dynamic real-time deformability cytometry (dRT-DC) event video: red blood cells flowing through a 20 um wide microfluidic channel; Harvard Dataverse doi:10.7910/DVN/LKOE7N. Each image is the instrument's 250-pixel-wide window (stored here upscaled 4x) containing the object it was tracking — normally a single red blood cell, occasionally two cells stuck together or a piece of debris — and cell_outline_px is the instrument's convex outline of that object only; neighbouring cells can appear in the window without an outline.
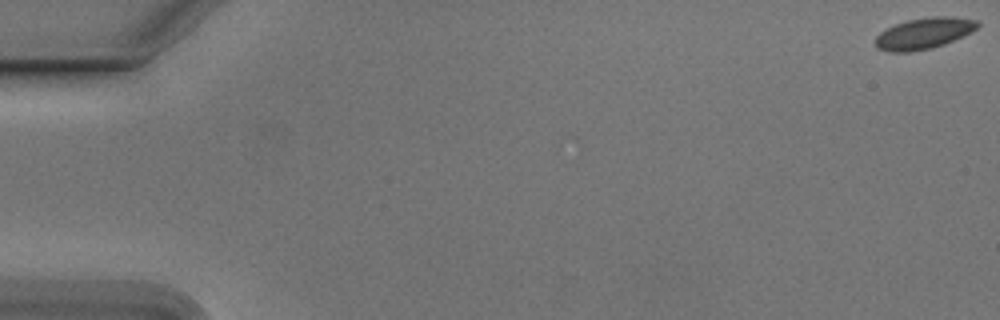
{"species": "Egyptian fruit bat (a non-hibernating species)", "species_latin": "Rousettus aegyptiacus", "temperature_condition": "cold", "stored_images_in_passage": 56, "camera_frame_rate_fps": 3000, "um_per_image_px": 0.085, "animal": {"sex": "male"}, "frame": {"image": 1, "passage_image": 1, "time_ms": 0.0, "image_size_px": [1000, 320], "cell_outline_px": [[980, 24], [976, 28], [964, 36], [944, 44], [932, 48], [908, 52], [888, 52], [876, 48], [876, 36], [880, 32], [896, 24], [908, 20], [932, 16], [952, 16], [980, 20]], "centroid_in_image_um": [78.56, 2.83], "position_along_channel_um": 6.4, "area_um2": 18.61}}
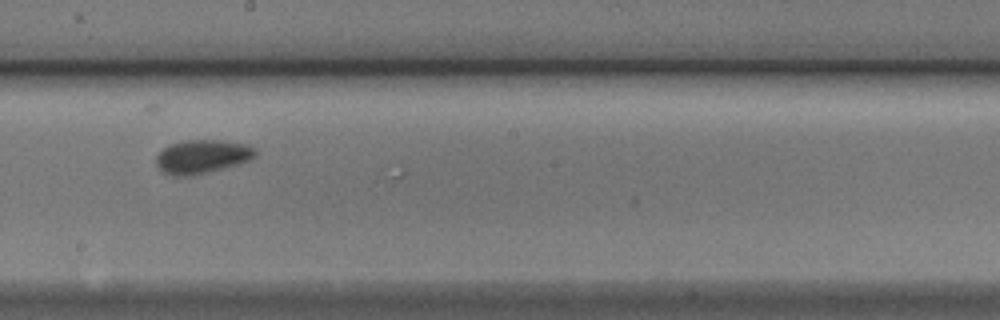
{"frame": {"image": 2, "passage_image": 32, "time_ms": 10.333, "image_size_px": [1000, 320], "cell_outline_px": [[256, 156], [248, 160], [224, 168], [192, 176], [172, 176], [164, 172], [156, 164], [156, 156], [164, 148], [172, 144], [184, 140], [224, 140], [248, 144], [256, 148]], "centroid_in_image_um": [17.2, 13.3], "position_along_channel_um": 231.0, "area_um2": 19.48}}
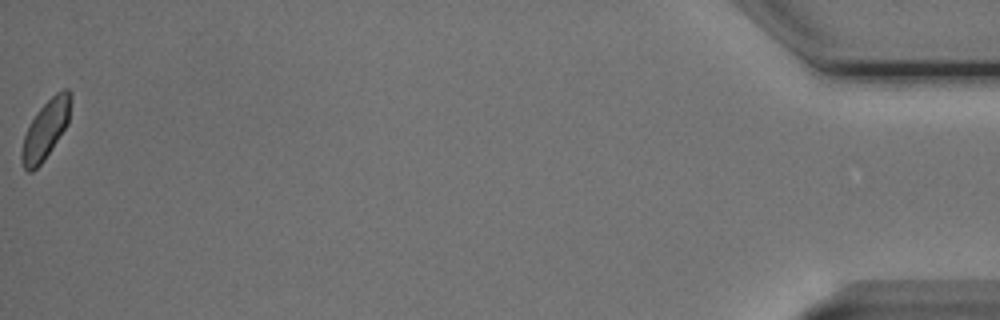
{"frame": {"image": 3, "passage_image": 56, "time_ms": 18.333, "image_size_px": [1000, 320], "cell_outline_px": [[72, 96], [68, 124], [44, 160], [32, 172], [28, 172], [24, 168], [20, 160], [20, 152], [24, 136], [36, 112], [56, 92], [64, 88], [68, 88], [72, 92]], "centroid_in_image_um": [3.89, 11.0], "position_along_channel_um": 431.3, "area_um2": 16.82}, "authors_computed_cell_mechanics": {"area_um2": 18.3804, "velocity_mm_per_s": 3.7407, "shape_relaxation_time_tau1_ms": 2.4692, "shape_relaxation_time_tau2_ms": 3.2075, "deformation_change_tau1": 0.0729, "deformation_change_tau2": 0.0661}}